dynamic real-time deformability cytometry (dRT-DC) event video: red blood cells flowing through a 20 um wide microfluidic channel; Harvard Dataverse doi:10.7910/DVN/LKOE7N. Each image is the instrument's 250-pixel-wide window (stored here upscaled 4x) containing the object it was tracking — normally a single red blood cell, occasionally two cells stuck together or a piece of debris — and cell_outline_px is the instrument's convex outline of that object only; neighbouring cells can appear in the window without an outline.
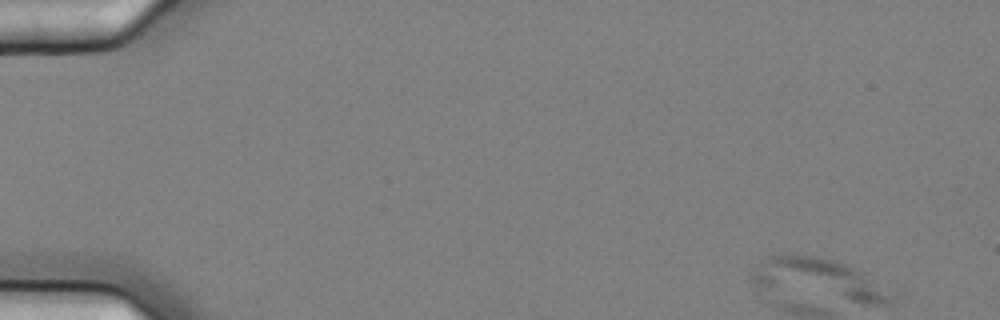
{"species": "common noctule bat (a hibernating species)", "species_latin": "Nyctalus noctula", "temperature_condition": "cold", "stored_images_in_passage": 5, "camera_frame_rate_fps": 3000, "um_per_image_px": 0.085, "animal": {"sex": "female", "body_mass_g": 25.1}, "frame": {"image": 1, "passage_image": 1, "time_ms": 0.0, "image_size_px": [1000, 320], "cell_outline_px": [[896, 296], [892, 304], [864, 304], [760, 288], [748, 280], [748, 276], [760, 260], [768, 256], [812, 256], [836, 260], [860, 272]], "centroid_in_image_um": [69.55, 23.77], "position_along_channel_um": 15.5, "area_um2": 32.95}}